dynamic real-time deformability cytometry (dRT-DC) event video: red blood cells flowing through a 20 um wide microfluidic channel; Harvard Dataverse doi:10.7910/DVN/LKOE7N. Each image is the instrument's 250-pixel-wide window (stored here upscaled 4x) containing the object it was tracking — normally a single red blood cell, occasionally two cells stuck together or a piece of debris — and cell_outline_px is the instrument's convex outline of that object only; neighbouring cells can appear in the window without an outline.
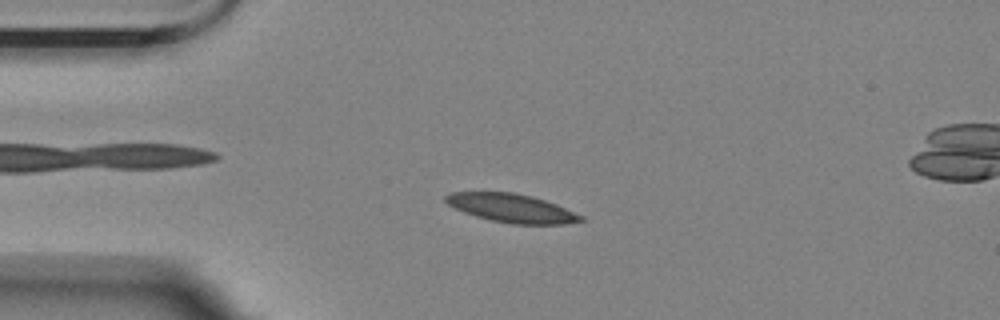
{"species": "Egyptian fruit bat (a non-hibernating species)", "species_latin": "Rousettus aegyptiacus", "temperature_condition": "room temperature", "stored_images_in_passage": 57, "camera_frame_rate_fps": 3000, "um_per_image_px": 0.085, "animal": {"sex": "female"}, "frame": {"image": 1, "passage_image": 13, "time_ms": 4.0, "image_size_px": [1000, 320], "cell_outline_px": [[584, 220], [564, 224], [512, 224], [492, 220], [476, 216], [452, 208], [444, 200], [444, 196], [452, 192], [512, 192], [532, 196], [556, 204], [584, 216]], "centroid_in_image_um": [43.47, 17.69], "position_along_channel_um": 41.5, "area_um2": 22.43}}
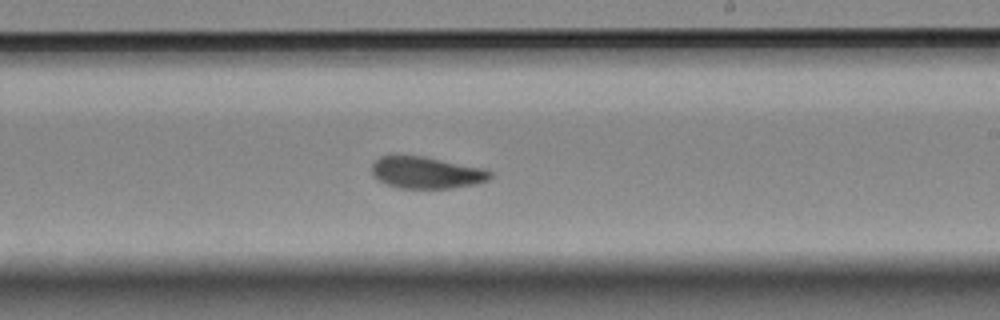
{"frame": {"image": 2, "passage_image": 33, "time_ms": 10.667, "image_size_px": [1000, 320], "cell_outline_px": [[492, 176], [488, 180], [476, 184], [452, 188], [396, 188], [384, 184], [376, 180], [372, 172], [372, 164], [380, 156], [424, 156], [484, 168], [492, 172]], "centroid_in_image_um": [36.24, 14.68], "position_along_channel_um": 252.8, "area_um2": 22.08}}
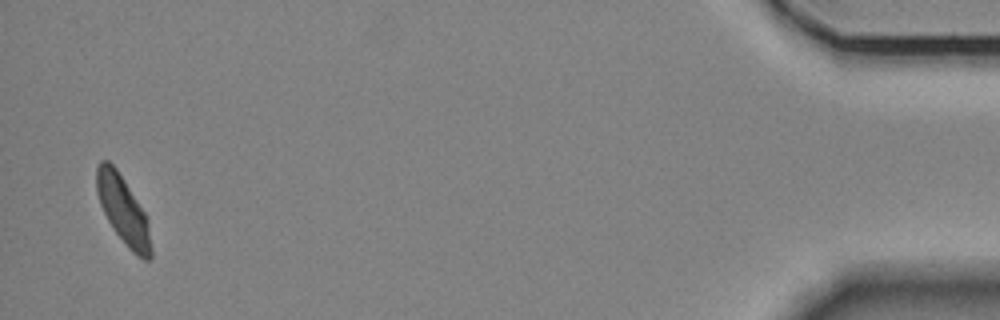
{"frame": {"image": 3, "passage_image": 55, "time_ms": 18.0, "image_size_px": [1000, 320], "cell_outline_px": [[152, 256], [148, 260], [144, 260], [132, 252], [128, 248], [112, 228], [100, 204], [96, 192], [96, 168], [100, 160], [108, 160], [116, 168], [124, 180], [144, 212], [148, 220], [152, 248]], "centroid_in_image_um": [10.46, 17.87], "position_along_channel_um": 424.7, "area_um2": 21.5}}